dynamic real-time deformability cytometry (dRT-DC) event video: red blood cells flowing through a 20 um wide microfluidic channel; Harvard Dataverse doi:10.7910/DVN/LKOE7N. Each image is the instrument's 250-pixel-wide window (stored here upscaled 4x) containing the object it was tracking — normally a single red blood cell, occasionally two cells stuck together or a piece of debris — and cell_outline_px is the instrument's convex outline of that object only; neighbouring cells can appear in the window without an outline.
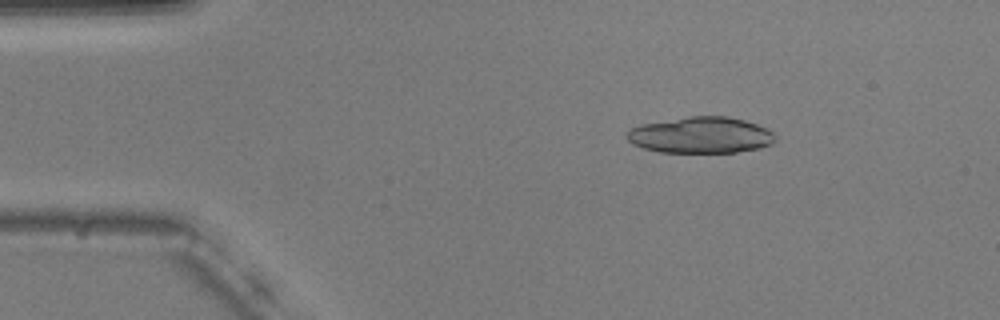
{"species": "common noctule bat (a hibernating species)", "species_latin": "Nyctalus noctula", "temperature_condition": "warm", "stored_images_in_passage": 48, "camera_frame_rate_fps": 3000, "um_per_image_px": 0.085, "animal": {"sex": "male", "body_mass_g": 20.5, "forearm_length_mm": 52.5}, "frame": {"image": 1, "passage_image": 4, "time_ms": 1.0, "image_size_px": [1000, 320], "cell_outline_px": [[776, 140], [772, 144], [760, 148], [736, 152], [660, 152], [644, 148], [632, 144], [624, 136], [628, 128], [640, 124], [688, 116], [728, 116], [744, 120], [768, 128], [776, 136]], "centroid_in_image_um": [59.55, 11.48], "position_along_channel_um": 25.5, "area_um2": 31.67}}